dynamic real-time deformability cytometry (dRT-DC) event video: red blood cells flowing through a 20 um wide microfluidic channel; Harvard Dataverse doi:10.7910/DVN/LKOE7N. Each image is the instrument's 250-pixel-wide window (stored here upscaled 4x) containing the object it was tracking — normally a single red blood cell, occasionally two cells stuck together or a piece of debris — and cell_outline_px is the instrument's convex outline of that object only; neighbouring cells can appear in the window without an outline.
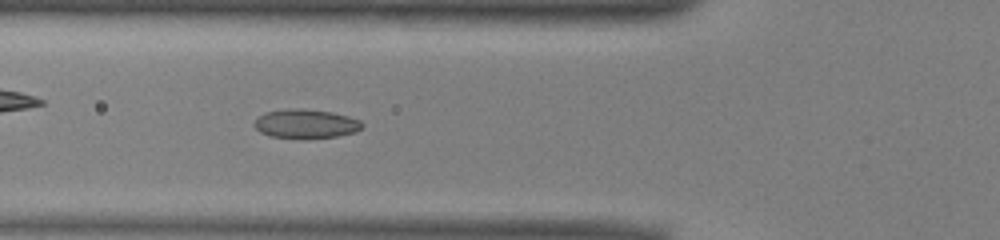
{"species": "common noctule bat (a hibernating species)", "species_latin": "Nyctalus noctula", "temperature_condition": "warm", "stored_images_in_passage": 39, "camera_frame_rate_fps": 3000, "um_per_image_px": 0.085, "animal": {"sex": "male", "body_mass_g": 13.0, "forearm_length_mm": 53.1}, "frame": {"image": 1, "passage_image": 6, "time_ms": 1.667, "image_size_px": [1000, 240], "cell_outline_px": [[364, 124], [356, 132], [336, 136], [300, 140], [272, 136], [260, 132], [252, 124], [264, 112], [288, 108], [300, 108], [332, 112], [348, 116], [360, 120]], "centroid_in_image_um": [25.98, 10.53], "position_along_channel_um": 99.8, "area_um2": 18.55}}
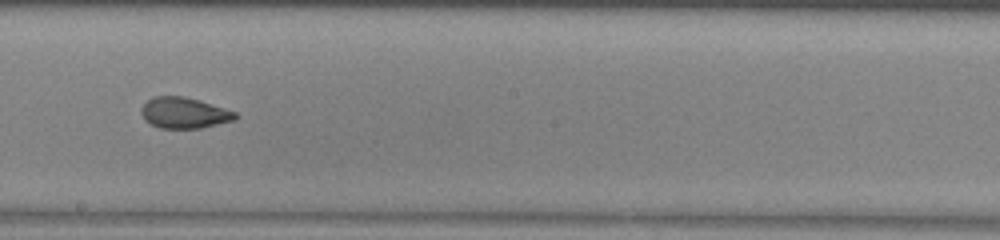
{"frame": {"image": 2, "passage_image": 16, "time_ms": 5.0, "image_size_px": [1000, 240], "cell_outline_px": [[236, 120], [200, 128], [160, 128], [144, 120], [140, 112], [140, 108], [152, 96], [184, 96], [200, 100], [236, 112]], "centroid_in_image_um": [15.63, 9.59], "position_along_channel_um": 232.6, "area_um2": 16.99}}
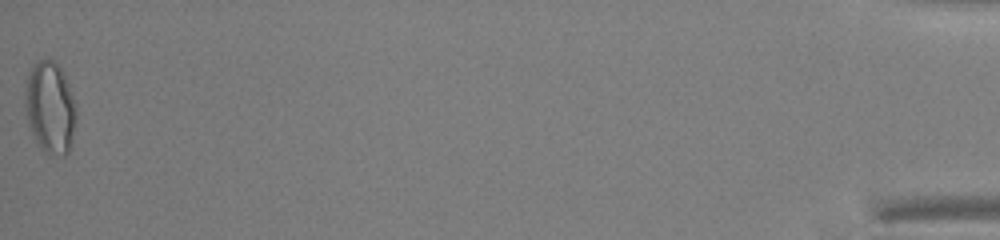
{"frame": {"image": 3, "passage_image": 39, "time_ms": 12.667, "image_size_px": [1000, 240], "cell_outline_px": [[76, 120], [72, 144], [68, 152], [64, 156], [48, 156], [36, 144], [28, 124], [24, 92], [28, 72], [40, 60], [52, 60], [60, 68], [68, 84], [76, 104]], "centroid_in_image_um": [4.27, 9.23], "position_along_channel_um": 430.9, "area_um2": 27.63}, "authors_computed_cell_mechanics": {"area_um2": 18.1492, "velocity_mm_per_s": 3.985, "shape_relaxation_time_tau1_ms": null, "shape_relaxation_time_tau2_ms": 1.618, "deformation_change_tau1": null, "deformation_change_tau2": 0.0707}}